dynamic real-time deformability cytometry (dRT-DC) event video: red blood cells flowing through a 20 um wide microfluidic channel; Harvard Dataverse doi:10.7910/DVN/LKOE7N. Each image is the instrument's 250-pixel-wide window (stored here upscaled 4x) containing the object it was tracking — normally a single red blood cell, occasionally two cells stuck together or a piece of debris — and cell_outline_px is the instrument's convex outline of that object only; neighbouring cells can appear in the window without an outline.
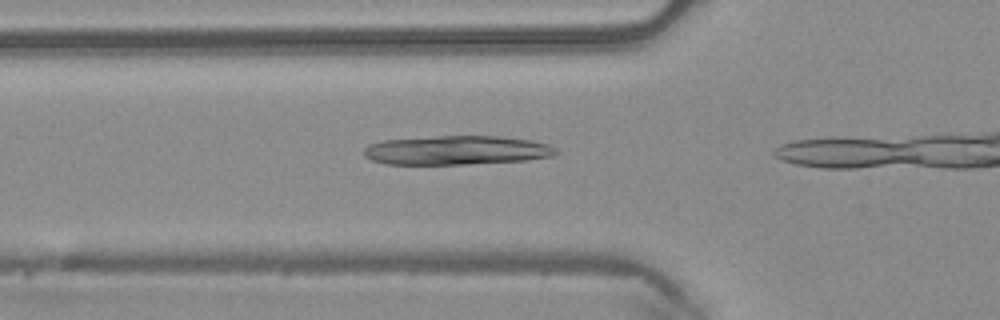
{"species": "common noctule bat (a hibernating species)", "species_latin": "Nyctalus noctula", "temperature_condition": "warm", "stored_images_in_passage": 8, "camera_frame_rate_fps": 3000, "um_per_image_px": 0.085, "animal": {"sex": "male", "body_mass_g": 20.4}, "frame": {"image": 1, "passage_image": 2, "time_ms": 0.333, "image_size_px": [1000, 320], "cell_outline_px": [[560, 152], [552, 156], [524, 160], [464, 164], [384, 164], [372, 160], [364, 156], [364, 148], [368, 144], [384, 140], [436, 136], [496, 136], [532, 140], [548, 144], [556, 148]], "centroid_in_image_um": [38.8, 12.77], "position_along_channel_um": 87.0, "area_um2": 32.54}}
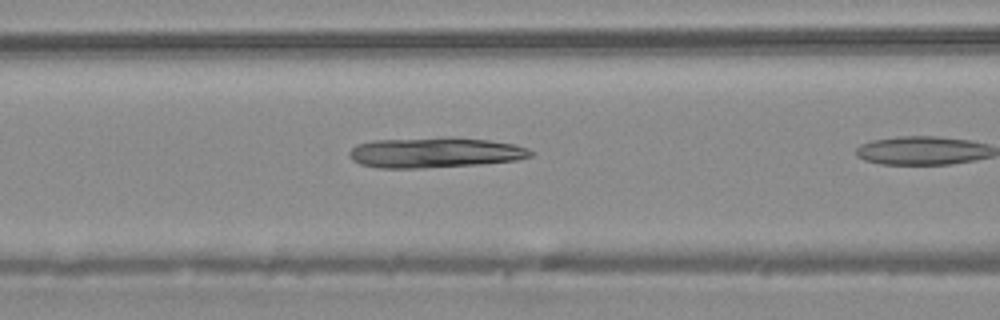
{"frame": {"image": 2, "passage_image": 5, "time_ms": 1.333, "image_size_px": [1000, 320], "cell_outline_px": [[536, 152], [532, 156], [516, 160], [480, 164], [424, 168], [376, 168], [360, 164], [352, 160], [348, 156], [348, 152], [356, 144], [372, 140], [488, 140], [516, 144], [528, 148]], "centroid_in_image_um": [36.96, 13.02], "position_along_channel_um": 129.6, "area_um2": 31.04}}